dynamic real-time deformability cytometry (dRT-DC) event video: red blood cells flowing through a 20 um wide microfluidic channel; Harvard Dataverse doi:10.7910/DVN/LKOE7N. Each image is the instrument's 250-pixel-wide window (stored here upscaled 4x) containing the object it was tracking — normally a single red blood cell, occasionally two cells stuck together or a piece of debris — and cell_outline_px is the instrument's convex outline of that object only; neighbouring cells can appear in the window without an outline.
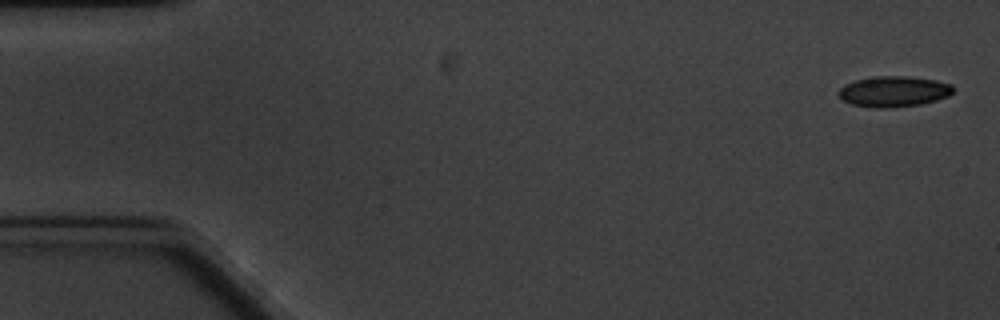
{"species": "common noctule bat (a hibernating species)", "species_latin": "Nyctalus noctula", "temperature_condition": "cold", "stored_images_in_passage": 6, "camera_frame_rate_fps": 3000, "um_per_image_px": 0.085, "animal": {"sex": "male", "body_mass_g": 20.1, "forearm_length_mm": 53.5}, "frame": {"image": 1, "passage_image": 1, "time_ms": 0.0, "image_size_px": [1000, 320], "cell_outline_px": [[952, 92], [948, 96], [936, 100], [920, 104], [888, 108], [876, 108], [852, 104], [844, 100], [836, 92], [844, 84], [856, 80], [876, 76], [908, 76], [936, 80], [952, 84]], "centroid_in_image_um": [75.95, 7.77], "position_along_channel_um": 9.0, "area_um2": 20.4}}